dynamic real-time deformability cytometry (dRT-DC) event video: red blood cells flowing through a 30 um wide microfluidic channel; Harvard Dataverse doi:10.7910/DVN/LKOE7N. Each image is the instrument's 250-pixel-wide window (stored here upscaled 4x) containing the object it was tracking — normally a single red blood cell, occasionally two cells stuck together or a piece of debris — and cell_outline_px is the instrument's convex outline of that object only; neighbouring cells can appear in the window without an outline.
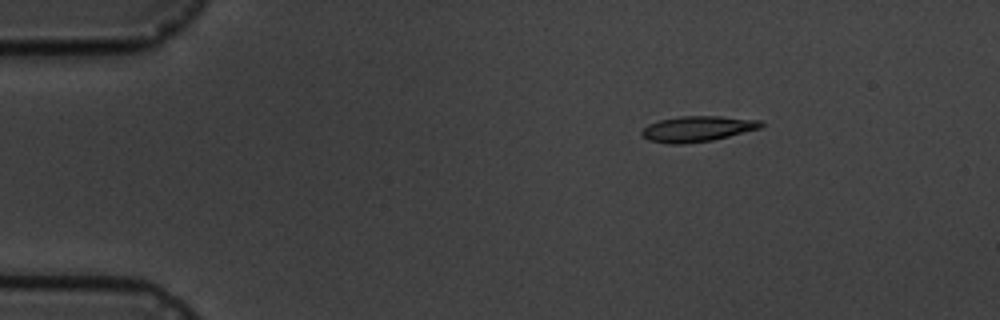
{"species": "common noctule bat (a hibernating species)", "species_latin": "Nyctalus noctula", "temperature_condition": "cold", "stored_images_in_passage": 3, "camera_frame_rate_fps": 3000, "um_per_image_px": 0.085, "animal": {"sex": "male", "body_mass_g": 19.5, "forearm_length_mm": 54.6}, "frame": {"image": 1, "passage_image": 1, "time_ms": 0.0, "image_size_px": [1000, 320], "cell_outline_px": [[764, 124], [760, 128], [712, 140], [684, 144], [668, 144], [648, 140], [640, 132], [648, 124], [660, 120], [680, 116], [720, 116], [760, 120]], "centroid_in_image_um": [59.26, 10.95], "position_along_channel_um": 25.7, "area_um2": 17.69}}